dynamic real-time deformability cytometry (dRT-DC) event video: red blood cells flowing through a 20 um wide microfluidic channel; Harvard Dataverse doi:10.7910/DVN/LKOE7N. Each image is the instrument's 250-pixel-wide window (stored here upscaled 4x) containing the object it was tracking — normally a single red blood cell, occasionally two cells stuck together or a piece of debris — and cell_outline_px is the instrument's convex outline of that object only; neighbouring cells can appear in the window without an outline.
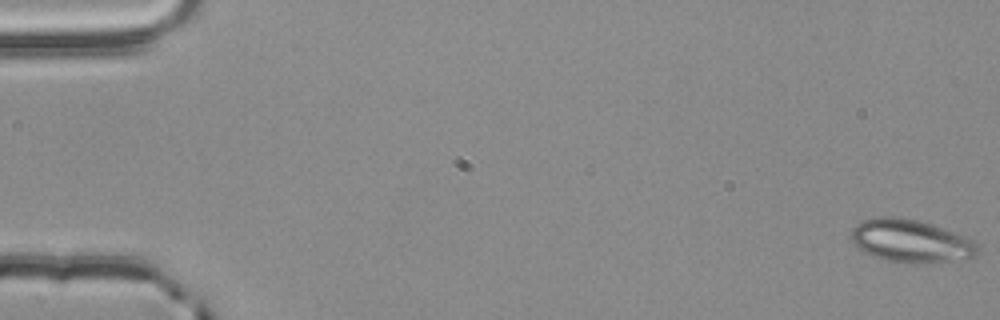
{"species": "common noctule bat (a hibernating species)", "species_latin": "Nyctalus noctula", "temperature_condition": "room temperature", "stored_images_in_passage": 56, "camera_frame_rate_fps": 3000, "um_per_image_px": 0.085, "animal": {"sex": "male", "body_mass_g": 20.4}, "frame": {"image": 1, "passage_image": 1, "time_ms": 0.0, "image_size_px": [1000, 320], "cell_outline_px": [[980, 252], [976, 260], [888, 260], [864, 252], [852, 240], [852, 228], [856, 224], [864, 220], [876, 216], [900, 216], [916, 220], [964, 236], [972, 240], [976, 244]], "centroid_in_image_um": [77.45, 20.44], "position_along_channel_um": 7.6, "area_um2": 30.52}}
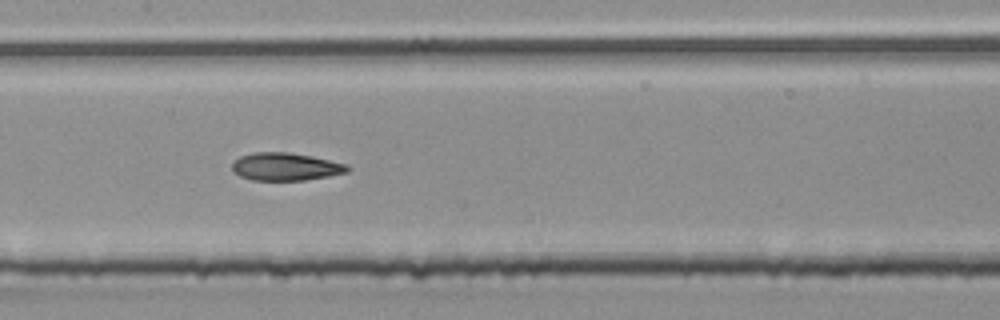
{"frame": {"image": 2, "passage_image": 28, "time_ms": 9.0, "image_size_px": [1000, 320], "cell_outline_px": [[352, 168], [348, 172], [328, 176], [304, 180], [252, 180], [240, 176], [232, 172], [232, 164], [240, 156], [252, 152], [288, 152], [312, 156], [348, 164]], "centroid_in_image_um": [24.29, 14.16], "position_along_channel_um": 183.1, "area_um2": 18.79}}
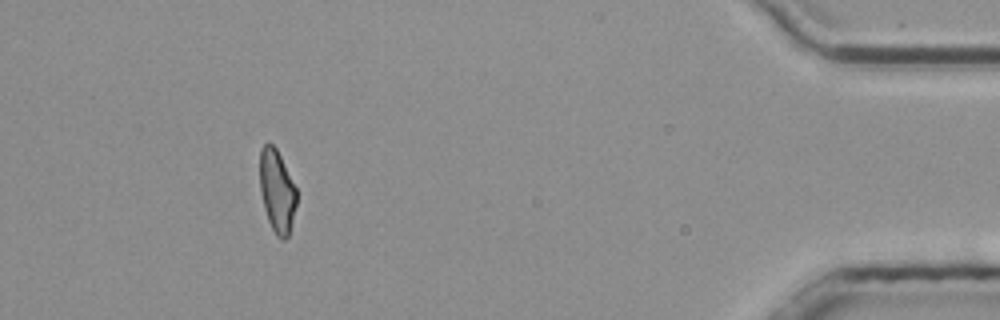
{"frame": {"image": 3, "passage_image": 51, "time_ms": 16.667, "image_size_px": [1000, 320], "cell_outline_px": [[296, 204], [288, 236], [284, 240], [280, 240], [276, 236], [268, 220], [264, 208], [260, 192], [260, 148], [268, 140], [276, 148], [296, 188]], "centroid_in_image_um": [23.52, 16.23], "position_along_channel_um": 411.7, "area_um2": 17.63}, "authors_computed_cell_mechanics": {"area_um2": 19.074, "velocity_mm_per_s": 3.8125, "shape_relaxation_time_tau1_ms": 9.8303, "shape_relaxation_time_tau2_ms": 2.9395, "deformation_change_tau1": 0.1874, "deformation_change_tau2": 0.1058}}